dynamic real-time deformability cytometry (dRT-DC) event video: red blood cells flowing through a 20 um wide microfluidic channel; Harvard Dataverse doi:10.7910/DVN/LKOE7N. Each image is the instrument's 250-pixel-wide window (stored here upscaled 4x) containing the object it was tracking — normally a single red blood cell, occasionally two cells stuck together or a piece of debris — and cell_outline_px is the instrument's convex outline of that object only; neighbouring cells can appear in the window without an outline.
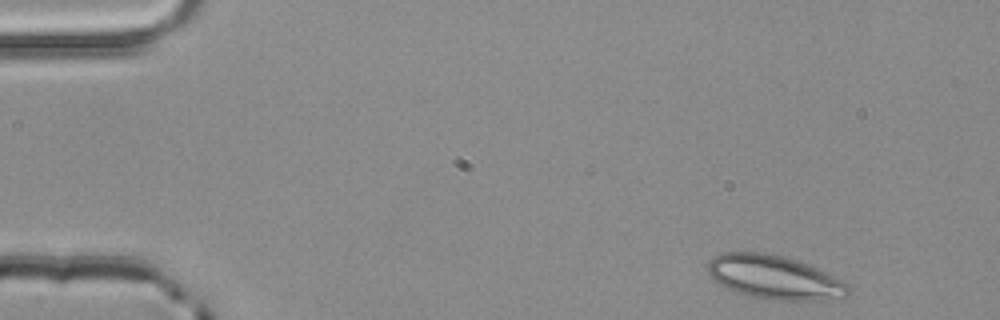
{"species": "common noctule bat (a hibernating species)", "species_latin": "Nyctalus noctula", "temperature_condition": "room temperature", "stored_images_in_passage": 3, "camera_frame_rate_fps": 3000, "um_per_image_px": 0.085, "animal": {"sex": "male", "body_mass_g": 20.4}, "frame": {"image": 1, "passage_image": 1, "time_ms": 0.0, "image_size_px": [1000, 320], "cell_outline_px": [[848, 296], [824, 300], [780, 300], [748, 296], [736, 292], [720, 284], [708, 276], [704, 268], [712, 256], [720, 252], [764, 252], [796, 260], [808, 264], [848, 284]], "centroid_in_image_um": [65.73, 23.56], "position_along_channel_um": 19.3, "area_um2": 35.84}}